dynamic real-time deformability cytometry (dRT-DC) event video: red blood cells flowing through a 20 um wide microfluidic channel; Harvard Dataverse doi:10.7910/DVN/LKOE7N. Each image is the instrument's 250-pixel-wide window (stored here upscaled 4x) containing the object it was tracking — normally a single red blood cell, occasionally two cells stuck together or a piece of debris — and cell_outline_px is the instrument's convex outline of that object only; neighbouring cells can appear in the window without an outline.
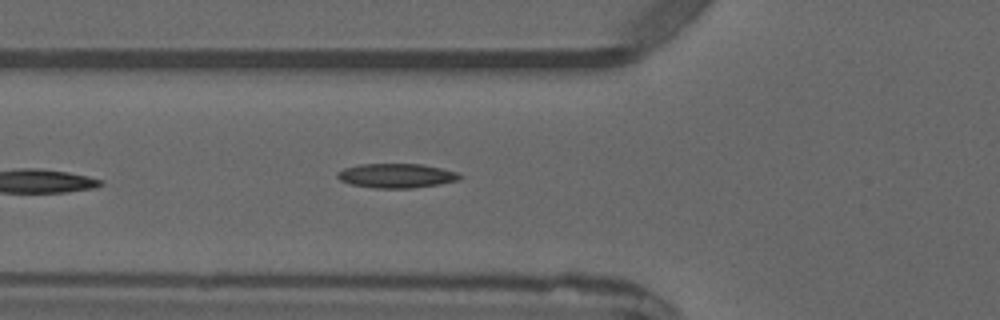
{"species": "common noctule bat (a hibernating species)", "species_latin": "Nyctalus noctula", "temperature_condition": "warm", "stored_images_in_passage": 7, "segment_of_instrument_passage": [1, 2], "camera_frame_rate_fps": 3000, "um_per_image_px": 0.085, "animal": {"sex": "male", "forearm_length_mm": 52.5}, "frame": {"image": 1, "passage_image": 6, "time_ms": 5.667, "image_size_px": [1000, 320], "cell_outline_px": [[464, 176], [460, 180], [440, 184], [412, 188], [376, 188], [352, 184], [340, 180], [336, 176], [336, 172], [344, 168], [360, 164], [424, 164], [460, 172]], "centroid_in_image_um": [33.76, 14.93], "position_along_channel_um": 92.0, "area_um2": 17.57}}